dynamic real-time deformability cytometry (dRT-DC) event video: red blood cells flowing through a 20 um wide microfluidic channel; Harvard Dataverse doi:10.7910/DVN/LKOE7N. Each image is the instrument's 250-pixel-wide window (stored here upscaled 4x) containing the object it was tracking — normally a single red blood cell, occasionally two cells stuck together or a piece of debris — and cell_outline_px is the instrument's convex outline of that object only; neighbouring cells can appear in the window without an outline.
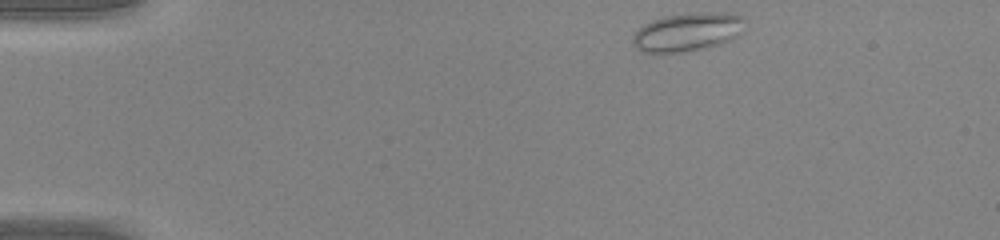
{"species": "common noctule bat (a hibernating species)", "species_latin": "Nyctalus noctula", "temperature_condition": "warm", "stored_images_in_passage": 42, "camera_frame_rate_fps": 3000, "um_per_image_px": 0.085, "animal": {"sex": "male", "body_mass_g": 20.0, "forearm_length_mm": 53.3}, "frame": {"image": 1, "passage_image": 1, "time_ms": 0.0, "image_size_px": [1000, 240], "cell_outline_px": [[744, 20], [736, 36], [720, 44], [700, 48], [676, 52], [644, 52], [632, 44], [632, 36], [644, 24], [652, 20], [664, 16], [688, 12], [732, 12], [744, 16]], "centroid_in_image_um": [58.42, 2.68], "position_along_channel_um": 26.6, "area_um2": 24.85}}
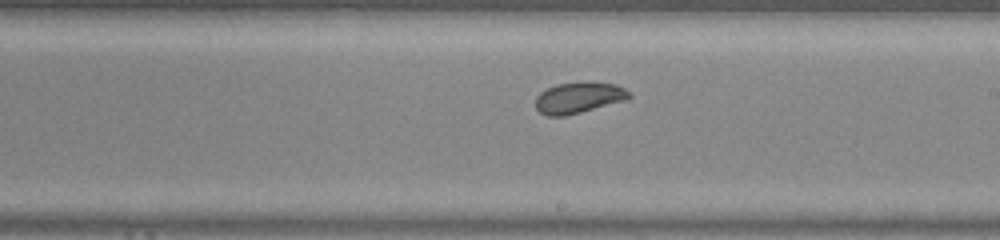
{"frame": {"image": 2, "passage_image": 22, "time_ms": 7.0, "image_size_px": [1000, 240], "cell_outline_px": [[632, 96], [628, 100], [564, 116], [548, 116], [540, 112], [536, 108], [536, 96], [540, 92], [556, 84], [616, 84], [624, 88]], "centroid_in_image_um": [49.18, 8.34], "position_along_channel_um": 239.8, "area_um2": 16.36}}
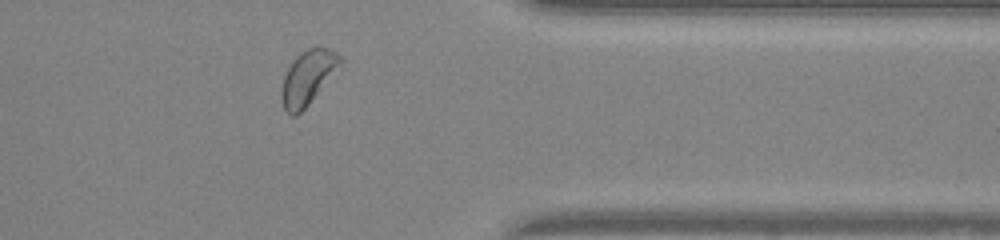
{"frame": {"image": 3, "passage_image": 33, "time_ms": 10.667, "image_size_px": [1000, 240], "cell_outline_px": [[344, 60], [308, 104], [296, 116], [288, 116], [280, 100], [280, 92], [284, 76], [292, 60], [300, 52], [308, 48], [328, 48], [336, 52]], "centroid_in_image_um": [26.11, 6.6], "position_along_channel_um": 385.3, "area_um2": 18.26}, "authors_computed_cell_mechanics": {"area_um2": 18.7272, "velocity_mm_per_s": 4.2192, "shape_relaxation_time_tau1_ms": null, "shape_relaxation_time_tau2_ms": 1.0685, "deformation_change_tau1": null, "deformation_change_tau2": 0.0495}}